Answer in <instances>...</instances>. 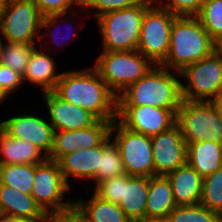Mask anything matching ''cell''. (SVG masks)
<instances>
[{
  "instance_id": "38",
  "label": "cell",
  "mask_w": 222,
  "mask_h": 222,
  "mask_svg": "<svg viewBox=\"0 0 222 222\" xmlns=\"http://www.w3.org/2000/svg\"><path fill=\"white\" fill-rule=\"evenodd\" d=\"M71 13L70 12H68V13H61V14H55V15H48V16H44L43 18H42V22H41V29L43 28V29H46V31H48V33L52 30V28L53 29H59V26H60V23H66V18L68 17L69 18V20L68 21H70V15ZM66 17V18H65ZM64 18V19H63ZM66 25V24H65ZM51 29V30H50ZM52 31L53 33H55L56 31ZM71 31V30H70ZM52 32H50L51 33V35L53 34ZM56 34L57 33H55V34H53V37L55 36L56 38H57V36H56ZM70 34V33H69ZM63 35H61V37H62ZM52 37V38H53ZM60 37V36H59ZM59 38L58 40H57V42L59 43V40L60 41H64V37H62V38ZM66 37V36H65ZM69 39L71 40V39H75V37L73 36L72 37V35H70L69 36ZM54 40H55V38H54ZM55 40V41H56ZM63 41H62V43L61 44H63ZM69 41V40H68ZM67 43V45H69V43L68 42H66ZM56 44V43H55ZM60 44V46L59 47H61L62 48V45ZM59 45V44H58Z\"/></svg>"
},
{
  "instance_id": "36",
  "label": "cell",
  "mask_w": 222,
  "mask_h": 222,
  "mask_svg": "<svg viewBox=\"0 0 222 222\" xmlns=\"http://www.w3.org/2000/svg\"><path fill=\"white\" fill-rule=\"evenodd\" d=\"M23 84L22 76L0 63V88L9 97Z\"/></svg>"
},
{
  "instance_id": "41",
  "label": "cell",
  "mask_w": 222,
  "mask_h": 222,
  "mask_svg": "<svg viewBox=\"0 0 222 222\" xmlns=\"http://www.w3.org/2000/svg\"><path fill=\"white\" fill-rule=\"evenodd\" d=\"M214 52L222 55V34L214 40Z\"/></svg>"
},
{
  "instance_id": "23",
  "label": "cell",
  "mask_w": 222,
  "mask_h": 222,
  "mask_svg": "<svg viewBox=\"0 0 222 222\" xmlns=\"http://www.w3.org/2000/svg\"><path fill=\"white\" fill-rule=\"evenodd\" d=\"M187 163L202 177L222 167V144L211 140L187 144Z\"/></svg>"
},
{
  "instance_id": "10",
  "label": "cell",
  "mask_w": 222,
  "mask_h": 222,
  "mask_svg": "<svg viewBox=\"0 0 222 222\" xmlns=\"http://www.w3.org/2000/svg\"><path fill=\"white\" fill-rule=\"evenodd\" d=\"M175 18L176 15L154 2L145 10L137 50L154 65H161L168 55Z\"/></svg>"
},
{
  "instance_id": "6",
  "label": "cell",
  "mask_w": 222,
  "mask_h": 222,
  "mask_svg": "<svg viewBox=\"0 0 222 222\" xmlns=\"http://www.w3.org/2000/svg\"><path fill=\"white\" fill-rule=\"evenodd\" d=\"M176 124L186 144L207 140L222 144V118L211 101L183 100L176 113Z\"/></svg>"
},
{
  "instance_id": "24",
  "label": "cell",
  "mask_w": 222,
  "mask_h": 222,
  "mask_svg": "<svg viewBox=\"0 0 222 222\" xmlns=\"http://www.w3.org/2000/svg\"><path fill=\"white\" fill-rule=\"evenodd\" d=\"M148 191L149 177L146 176H131L123 184L122 197L118 205L131 221L145 218Z\"/></svg>"
},
{
  "instance_id": "42",
  "label": "cell",
  "mask_w": 222,
  "mask_h": 222,
  "mask_svg": "<svg viewBox=\"0 0 222 222\" xmlns=\"http://www.w3.org/2000/svg\"><path fill=\"white\" fill-rule=\"evenodd\" d=\"M131 222H167L166 220L161 219H149V218H142V219H135Z\"/></svg>"
},
{
  "instance_id": "29",
  "label": "cell",
  "mask_w": 222,
  "mask_h": 222,
  "mask_svg": "<svg viewBox=\"0 0 222 222\" xmlns=\"http://www.w3.org/2000/svg\"><path fill=\"white\" fill-rule=\"evenodd\" d=\"M167 222H222V216L202 204L176 206Z\"/></svg>"
},
{
  "instance_id": "39",
  "label": "cell",
  "mask_w": 222,
  "mask_h": 222,
  "mask_svg": "<svg viewBox=\"0 0 222 222\" xmlns=\"http://www.w3.org/2000/svg\"><path fill=\"white\" fill-rule=\"evenodd\" d=\"M0 222H35L27 218L15 217L6 214H0Z\"/></svg>"
},
{
  "instance_id": "34",
  "label": "cell",
  "mask_w": 222,
  "mask_h": 222,
  "mask_svg": "<svg viewBox=\"0 0 222 222\" xmlns=\"http://www.w3.org/2000/svg\"><path fill=\"white\" fill-rule=\"evenodd\" d=\"M205 0H153L176 16H196ZM159 2V3H158Z\"/></svg>"
},
{
  "instance_id": "13",
  "label": "cell",
  "mask_w": 222,
  "mask_h": 222,
  "mask_svg": "<svg viewBox=\"0 0 222 222\" xmlns=\"http://www.w3.org/2000/svg\"><path fill=\"white\" fill-rule=\"evenodd\" d=\"M155 175H167L187 162V144L180 127L151 136Z\"/></svg>"
},
{
  "instance_id": "37",
  "label": "cell",
  "mask_w": 222,
  "mask_h": 222,
  "mask_svg": "<svg viewBox=\"0 0 222 222\" xmlns=\"http://www.w3.org/2000/svg\"><path fill=\"white\" fill-rule=\"evenodd\" d=\"M45 222H88L86 217L74 205L73 207L58 212L48 213Z\"/></svg>"
},
{
  "instance_id": "32",
  "label": "cell",
  "mask_w": 222,
  "mask_h": 222,
  "mask_svg": "<svg viewBox=\"0 0 222 222\" xmlns=\"http://www.w3.org/2000/svg\"><path fill=\"white\" fill-rule=\"evenodd\" d=\"M128 174L110 177L95 185L94 194L107 202L119 204L123 192V184L130 178Z\"/></svg>"
},
{
  "instance_id": "40",
  "label": "cell",
  "mask_w": 222,
  "mask_h": 222,
  "mask_svg": "<svg viewBox=\"0 0 222 222\" xmlns=\"http://www.w3.org/2000/svg\"><path fill=\"white\" fill-rule=\"evenodd\" d=\"M216 107L218 114L222 118V91H220L211 101Z\"/></svg>"
},
{
  "instance_id": "4",
  "label": "cell",
  "mask_w": 222,
  "mask_h": 222,
  "mask_svg": "<svg viewBox=\"0 0 222 222\" xmlns=\"http://www.w3.org/2000/svg\"><path fill=\"white\" fill-rule=\"evenodd\" d=\"M153 0H144L132 7L108 12L97 17L103 51H135L138 48L145 10Z\"/></svg>"
},
{
  "instance_id": "16",
  "label": "cell",
  "mask_w": 222,
  "mask_h": 222,
  "mask_svg": "<svg viewBox=\"0 0 222 222\" xmlns=\"http://www.w3.org/2000/svg\"><path fill=\"white\" fill-rule=\"evenodd\" d=\"M42 95L48 109V122L53 126L54 130H79L90 127L98 121L93 114L62 100L53 91L44 92Z\"/></svg>"
},
{
  "instance_id": "11",
  "label": "cell",
  "mask_w": 222,
  "mask_h": 222,
  "mask_svg": "<svg viewBox=\"0 0 222 222\" xmlns=\"http://www.w3.org/2000/svg\"><path fill=\"white\" fill-rule=\"evenodd\" d=\"M70 189L57 161L46 159L41 164H35L31 195L46 214L64 211L74 206V200L63 201Z\"/></svg>"
},
{
  "instance_id": "15",
  "label": "cell",
  "mask_w": 222,
  "mask_h": 222,
  "mask_svg": "<svg viewBox=\"0 0 222 222\" xmlns=\"http://www.w3.org/2000/svg\"><path fill=\"white\" fill-rule=\"evenodd\" d=\"M2 130L12 138L27 140L37 146L48 157L53 148V126L37 115L13 116L2 121Z\"/></svg>"
},
{
  "instance_id": "35",
  "label": "cell",
  "mask_w": 222,
  "mask_h": 222,
  "mask_svg": "<svg viewBox=\"0 0 222 222\" xmlns=\"http://www.w3.org/2000/svg\"><path fill=\"white\" fill-rule=\"evenodd\" d=\"M37 6L41 15H55L61 13L72 12V6L80 7L81 2L79 0H32Z\"/></svg>"
},
{
  "instance_id": "3",
  "label": "cell",
  "mask_w": 222,
  "mask_h": 222,
  "mask_svg": "<svg viewBox=\"0 0 222 222\" xmlns=\"http://www.w3.org/2000/svg\"><path fill=\"white\" fill-rule=\"evenodd\" d=\"M213 52L214 40L196 16H176L171 26L168 55L161 66L180 72Z\"/></svg>"
},
{
  "instance_id": "30",
  "label": "cell",
  "mask_w": 222,
  "mask_h": 222,
  "mask_svg": "<svg viewBox=\"0 0 222 222\" xmlns=\"http://www.w3.org/2000/svg\"><path fill=\"white\" fill-rule=\"evenodd\" d=\"M200 204L222 216V167L203 178Z\"/></svg>"
},
{
  "instance_id": "1",
  "label": "cell",
  "mask_w": 222,
  "mask_h": 222,
  "mask_svg": "<svg viewBox=\"0 0 222 222\" xmlns=\"http://www.w3.org/2000/svg\"><path fill=\"white\" fill-rule=\"evenodd\" d=\"M53 92L62 100L90 112L100 121L117 119V96L94 67L62 72Z\"/></svg>"
},
{
  "instance_id": "20",
  "label": "cell",
  "mask_w": 222,
  "mask_h": 222,
  "mask_svg": "<svg viewBox=\"0 0 222 222\" xmlns=\"http://www.w3.org/2000/svg\"><path fill=\"white\" fill-rule=\"evenodd\" d=\"M0 214L45 222L47 214L36 203L31 194L0 183Z\"/></svg>"
},
{
  "instance_id": "21",
  "label": "cell",
  "mask_w": 222,
  "mask_h": 222,
  "mask_svg": "<svg viewBox=\"0 0 222 222\" xmlns=\"http://www.w3.org/2000/svg\"><path fill=\"white\" fill-rule=\"evenodd\" d=\"M176 206L168 177L166 175L149 177L145 218L166 220Z\"/></svg>"
},
{
  "instance_id": "22",
  "label": "cell",
  "mask_w": 222,
  "mask_h": 222,
  "mask_svg": "<svg viewBox=\"0 0 222 222\" xmlns=\"http://www.w3.org/2000/svg\"><path fill=\"white\" fill-rule=\"evenodd\" d=\"M47 156L27 140L0 131V164H41Z\"/></svg>"
},
{
  "instance_id": "31",
  "label": "cell",
  "mask_w": 222,
  "mask_h": 222,
  "mask_svg": "<svg viewBox=\"0 0 222 222\" xmlns=\"http://www.w3.org/2000/svg\"><path fill=\"white\" fill-rule=\"evenodd\" d=\"M196 17L213 40L222 34V0H205Z\"/></svg>"
},
{
  "instance_id": "45",
  "label": "cell",
  "mask_w": 222,
  "mask_h": 222,
  "mask_svg": "<svg viewBox=\"0 0 222 222\" xmlns=\"http://www.w3.org/2000/svg\"><path fill=\"white\" fill-rule=\"evenodd\" d=\"M3 41H4V40H3V38H2L1 27H0V47H1V44H2Z\"/></svg>"
},
{
  "instance_id": "27",
  "label": "cell",
  "mask_w": 222,
  "mask_h": 222,
  "mask_svg": "<svg viewBox=\"0 0 222 222\" xmlns=\"http://www.w3.org/2000/svg\"><path fill=\"white\" fill-rule=\"evenodd\" d=\"M110 135L102 142L100 167L93 182L95 185L104 179L125 174L120 151Z\"/></svg>"
},
{
  "instance_id": "8",
  "label": "cell",
  "mask_w": 222,
  "mask_h": 222,
  "mask_svg": "<svg viewBox=\"0 0 222 222\" xmlns=\"http://www.w3.org/2000/svg\"><path fill=\"white\" fill-rule=\"evenodd\" d=\"M110 137L120 151L125 174L146 177L155 175L151 136L133 132L116 119L112 122Z\"/></svg>"
},
{
  "instance_id": "28",
  "label": "cell",
  "mask_w": 222,
  "mask_h": 222,
  "mask_svg": "<svg viewBox=\"0 0 222 222\" xmlns=\"http://www.w3.org/2000/svg\"><path fill=\"white\" fill-rule=\"evenodd\" d=\"M36 44L5 41L0 47V63L23 76Z\"/></svg>"
},
{
  "instance_id": "25",
  "label": "cell",
  "mask_w": 222,
  "mask_h": 222,
  "mask_svg": "<svg viewBox=\"0 0 222 222\" xmlns=\"http://www.w3.org/2000/svg\"><path fill=\"white\" fill-rule=\"evenodd\" d=\"M74 205L88 222H131L118 204L102 200L94 193L89 201L79 198Z\"/></svg>"
},
{
  "instance_id": "44",
  "label": "cell",
  "mask_w": 222,
  "mask_h": 222,
  "mask_svg": "<svg viewBox=\"0 0 222 222\" xmlns=\"http://www.w3.org/2000/svg\"><path fill=\"white\" fill-rule=\"evenodd\" d=\"M6 2H7V0H0V12L4 8V6L6 5Z\"/></svg>"
},
{
  "instance_id": "12",
  "label": "cell",
  "mask_w": 222,
  "mask_h": 222,
  "mask_svg": "<svg viewBox=\"0 0 222 222\" xmlns=\"http://www.w3.org/2000/svg\"><path fill=\"white\" fill-rule=\"evenodd\" d=\"M117 120L133 132L154 136L176 124V113L151 105L117 106Z\"/></svg>"
},
{
  "instance_id": "26",
  "label": "cell",
  "mask_w": 222,
  "mask_h": 222,
  "mask_svg": "<svg viewBox=\"0 0 222 222\" xmlns=\"http://www.w3.org/2000/svg\"><path fill=\"white\" fill-rule=\"evenodd\" d=\"M35 164H0V183L31 194Z\"/></svg>"
},
{
  "instance_id": "18",
  "label": "cell",
  "mask_w": 222,
  "mask_h": 222,
  "mask_svg": "<svg viewBox=\"0 0 222 222\" xmlns=\"http://www.w3.org/2000/svg\"><path fill=\"white\" fill-rule=\"evenodd\" d=\"M166 176L177 206L200 204L203 178L187 162Z\"/></svg>"
},
{
  "instance_id": "46",
  "label": "cell",
  "mask_w": 222,
  "mask_h": 222,
  "mask_svg": "<svg viewBox=\"0 0 222 222\" xmlns=\"http://www.w3.org/2000/svg\"><path fill=\"white\" fill-rule=\"evenodd\" d=\"M2 130V122H0V131Z\"/></svg>"
},
{
  "instance_id": "19",
  "label": "cell",
  "mask_w": 222,
  "mask_h": 222,
  "mask_svg": "<svg viewBox=\"0 0 222 222\" xmlns=\"http://www.w3.org/2000/svg\"><path fill=\"white\" fill-rule=\"evenodd\" d=\"M43 48L41 50L38 47L34 48L22 76V81L23 83L28 81L31 84L41 87L44 93L55 90L62 73L56 72L57 64L54 58L49 53H46L45 46Z\"/></svg>"
},
{
  "instance_id": "43",
  "label": "cell",
  "mask_w": 222,
  "mask_h": 222,
  "mask_svg": "<svg viewBox=\"0 0 222 222\" xmlns=\"http://www.w3.org/2000/svg\"><path fill=\"white\" fill-rule=\"evenodd\" d=\"M6 99H8L7 94H5L0 88V103L4 102Z\"/></svg>"
},
{
  "instance_id": "14",
  "label": "cell",
  "mask_w": 222,
  "mask_h": 222,
  "mask_svg": "<svg viewBox=\"0 0 222 222\" xmlns=\"http://www.w3.org/2000/svg\"><path fill=\"white\" fill-rule=\"evenodd\" d=\"M112 122L98 120L94 125L79 130H54L53 148L47 159L58 161L78 149L99 146L110 135Z\"/></svg>"
},
{
  "instance_id": "9",
  "label": "cell",
  "mask_w": 222,
  "mask_h": 222,
  "mask_svg": "<svg viewBox=\"0 0 222 222\" xmlns=\"http://www.w3.org/2000/svg\"><path fill=\"white\" fill-rule=\"evenodd\" d=\"M179 77L182 98L186 101H212L222 91V55L213 52L210 56L183 68Z\"/></svg>"
},
{
  "instance_id": "7",
  "label": "cell",
  "mask_w": 222,
  "mask_h": 222,
  "mask_svg": "<svg viewBox=\"0 0 222 222\" xmlns=\"http://www.w3.org/2000/svg\"><path fill=\"white\" fill-rule=\"evenodd\" d=\"M42 18L32 0H7L0 12L2 38L8 42L36 44L37 37L40 41L46 38L40 33Z\"/></svg>"
},
{
  "instance_id": "5",
  "label": "cell",
  "mask_w": 222,
  "mask_h": 222,
  "mask_svg": "<svg viewBox=\"0 0 222 222\" xmlns=\"http://www.w3.org/2000/svg\"><path fill=\"white\" fill-rule=\"evenodd\" d=\"M94 64V68L116 96L154 66L138 50L102 51Z\"/></svg>"
},
{
  "instance_id": "33",
  "label": "cell",
  "mask_w": 222,
  "mask_h": 222,
  "mask_svg": "<svg viewBox=\"0 0 222 222\" xmlns=\"http://www.w3.org/2000/svg\"><path fill=\"white\" fill-rule=\"evenodd\" d=\"M144 0H83L81 2L80 8L86 10V8L96 9L94 14H90L95 17V19L108 12L122 10L128 7H132L136 4L143 2Z\"/></svg>"
},
{
  "instance_id": "17",
  "label": "cell",
  "mask_w": 222,
  "mask_h": 222,
  "mask_svg": "<svg viewBox=\"0 0 222 222\" xmlns=\"http://www.w3.org/2000/svg\"><path fill=\"white\" fill-rule=\"evenodd\" d=\"M102 143L85 150L78 149L62 156L57 162L65 181L70 186V176L86 180H94L100 167Z\"/></svg>"
},
{
  "instance_id": "2",
  "label": "cell",
  "mask_w": 222,
  "mask_h": 222,
  "mask_svg": "<svg viewBox=\"0 0 222 222\" xmlns=\"http://www.w3.org/2000/svg\"><path fill=\"white\" fill-rule=\"evenodd\" d=\"M154 65L143 77L117 96V106L151 105L177 113L183 98L178 71Z\"/></svg>"
}]
</instances>
